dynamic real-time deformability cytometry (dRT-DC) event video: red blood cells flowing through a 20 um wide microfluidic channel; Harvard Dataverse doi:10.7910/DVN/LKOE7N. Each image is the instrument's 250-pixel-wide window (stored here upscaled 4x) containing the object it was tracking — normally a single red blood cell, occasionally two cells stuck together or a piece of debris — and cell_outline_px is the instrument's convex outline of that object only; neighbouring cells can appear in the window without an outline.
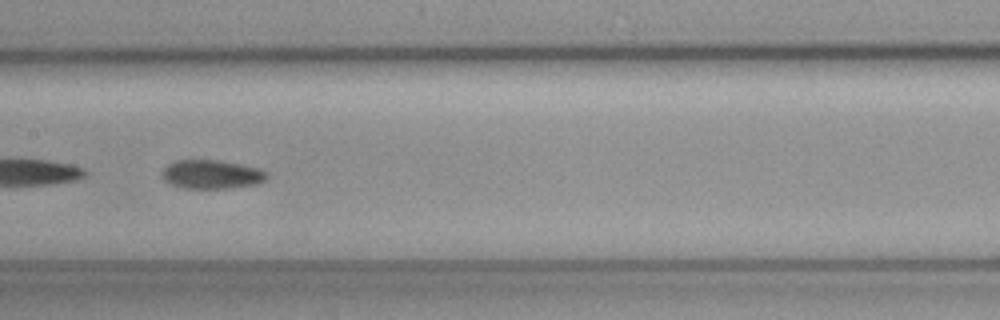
{"species": "common noctule bat (a hibernating species)", "species_latin": "Nyctalus noctula", "temperature_condition": "cold", "stored_images_in_passage": 49, "camera_frame_rate_fps": 3000, "um_per_image_px": 0.085, "animal": {"sex": "female", "body_mass_g": 19.3, "forearm_length_mm": 54.1}, "frame": {"image": 1, "passage_image": 22, "time_ms": 7.0, "image_size_px": [1000, 320], "cell_outline_px": [[268, 176], [264, 180], [256, 184], [228, 188], [184, 188], [172, 184], [164, 180], [160, 176], [160, 172], [168, 164], [176, 160], [216, 160], [240, 164], [256, 168], [268, 172]], "centroid_in_image_um": [17.94, 14.82], "position_along_channel_um": 189.5, "area_um2": 17.51}}
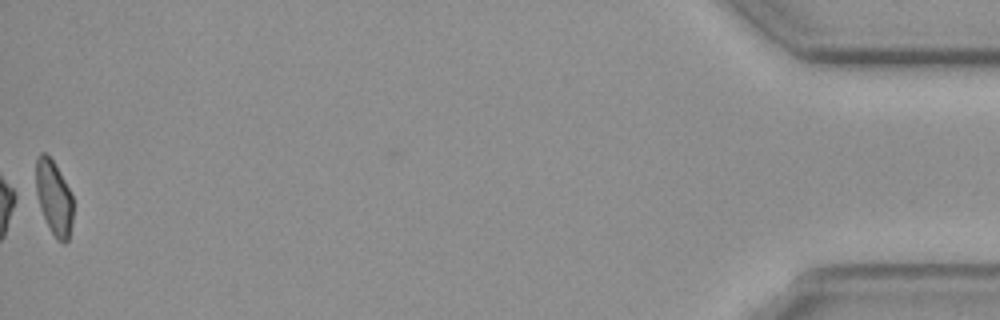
{"frame": {"image": 2, "passage_image": 49, "time_ms": 16.0, "image_size_px": [1000, 320], "cell_outline_px": [[72, 224], [68, 240], [64, 244], [56, 240], [32, 192], [36, 160], [40, 152], [44, 152], [52, 160], [64, 180], [72, 196]], "centroid_in_image_um": [4.51, 16.79], "position_along_channel_um": 430.7, "area_um2": 16.53}, "authors_computed_cell_mechanics": {"area_um2": 17.3978, "velocity_mm_per_s": 3.7641, "shape_relaxation_time_tau1_ms": 5.5714, "shape_relaxation_time_tau2_ms": 5.5113, "deformation_change_tau1": 0.1262, "deformation_change_tau2": 0.1124}}